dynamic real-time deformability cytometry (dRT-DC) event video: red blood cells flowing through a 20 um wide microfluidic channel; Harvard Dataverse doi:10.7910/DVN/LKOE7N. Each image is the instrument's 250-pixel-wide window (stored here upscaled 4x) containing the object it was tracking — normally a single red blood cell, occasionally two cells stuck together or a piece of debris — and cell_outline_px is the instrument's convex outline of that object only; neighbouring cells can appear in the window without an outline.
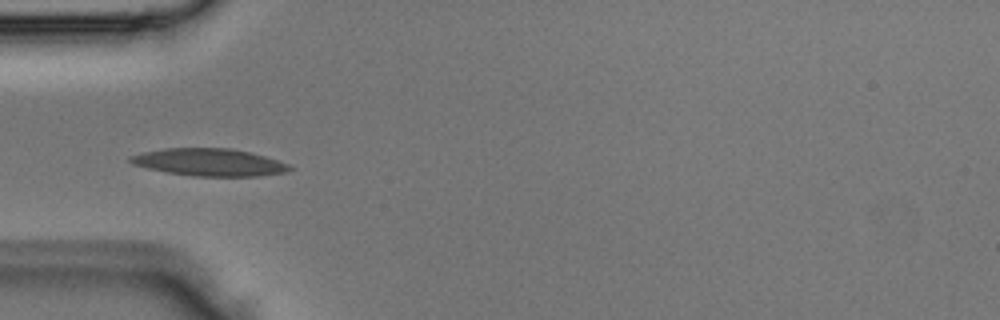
{"species": "Egyptian fruit bat (a non-hibernating species)", "species_latin": "Rousettus aegyptiacus", "temperature_condition": "room temperature", "stored_images_in_passage": 2, "camera_frame_rate_fps": 3000, "um_per_image_px": 0.085, "animal": {"sex": "male"}, "frame": {"image": 1, "passage_image": 2, "time_ms": 0.333, "image_size_px": [1000, 320], "cell_outline_px": [[292, 168], [288, 172], [260, 176], [192, 176], [168, 172], [148, 168], [132, 164], [128, 160], [128, 156], [140, 152], [164, 148], [232, 148], [252, 152], [288, 164]], "centroid_in_image_um": [17.76, 13.78], "position_along_channel_um": 67.2, "area_um2": 25.55}}